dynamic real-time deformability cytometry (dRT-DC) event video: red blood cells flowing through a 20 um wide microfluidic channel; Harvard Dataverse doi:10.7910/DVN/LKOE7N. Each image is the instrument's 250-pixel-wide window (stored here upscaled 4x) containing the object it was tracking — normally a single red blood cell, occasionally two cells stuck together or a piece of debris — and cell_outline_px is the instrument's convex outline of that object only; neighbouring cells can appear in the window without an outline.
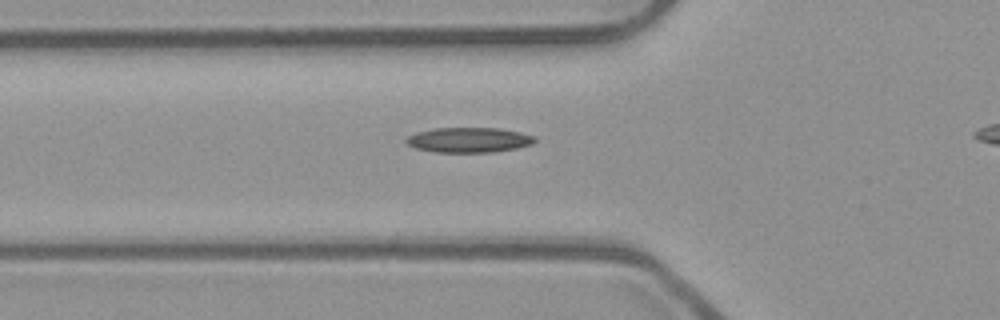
{"species": "common noctule bat (a hibernating species)", "species_latin": "Nyctalus noctula", "temperature_condition": "room temperature", "stored_images_in_passage": 39, "camera_frame_rate_fps": 3000, "um_per_image_px": 0.085, "animal": {"sex": "male", "body_mass_g": 23.1, "forearm_length_mm": 52.7}, "frame": {"image": 1, "passage_image": 12, "time_ms": 3.667, "image_size_px": [1000, 320], "cell_outline_px": [[536, 140], [532, 144], [516, 148], [492, 152], [436, 152], [416, 148], [408, 144], [404, 140], [408, 136], [416, 132], [436, 128], [500, 128], [520, 132], [536, 136]], "centroid_in_image_um": [39.87, 11.89], "position_along_channel_um": 85.9, "area_um2": 18.73}}
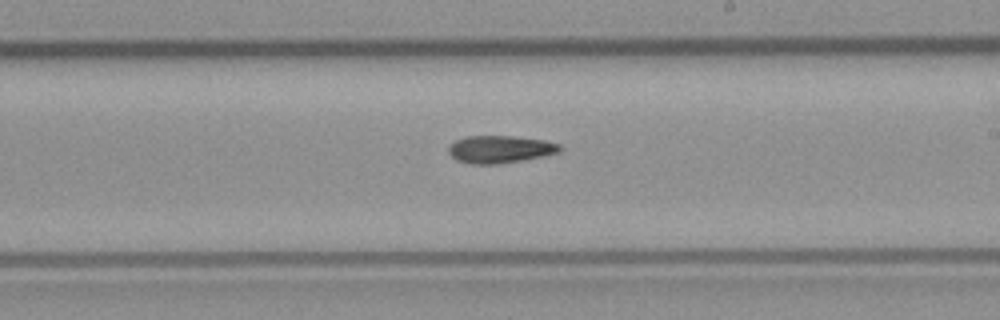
{"frame": {"image": 2, "passage_image": 24, "time_ms": 7.667, "image_size_px": [1000, 320], "cell_outline_px": [[564, 148], [560, 152], [544, 156], [524, 160], [496, 164], [472, 164], [456, 160], [448, 152], [448, 148], [456, 140], [464, 136], [512, 136], [544, 140], [560, 144]], "centroid_in_image_um": [42.53, 12.69], "position_along_channel_um": 246.5, "area_um2": 17.92}}
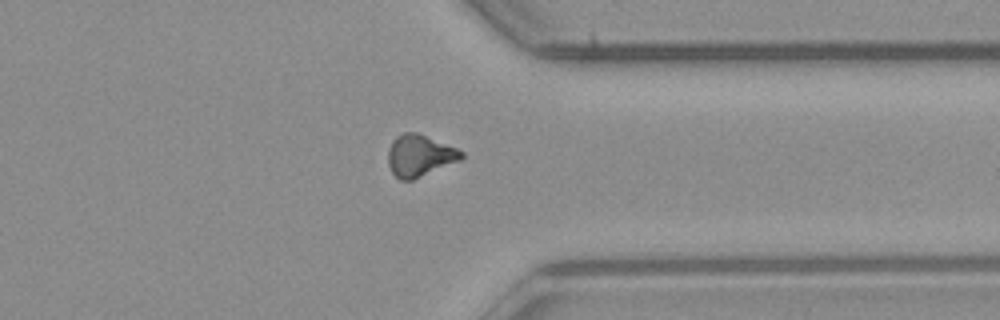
{"frame": {"image": 3, "passage_image": 34, "time_ms": 11.0, "image_size_px": [1000, 320], "cell_outline_px": [[464, 156], [460, 160], [412, 180], [400, 180], [392, 172], [388, 164], [388, 148], [392, 140], [396, 136], [404, 132], [416, 132], [456, 148], [464, 152]], "centroid_in_image_um": [35.64, 13.22], "position_along_channel_um": 375.8, "area_um2": 17.69}}